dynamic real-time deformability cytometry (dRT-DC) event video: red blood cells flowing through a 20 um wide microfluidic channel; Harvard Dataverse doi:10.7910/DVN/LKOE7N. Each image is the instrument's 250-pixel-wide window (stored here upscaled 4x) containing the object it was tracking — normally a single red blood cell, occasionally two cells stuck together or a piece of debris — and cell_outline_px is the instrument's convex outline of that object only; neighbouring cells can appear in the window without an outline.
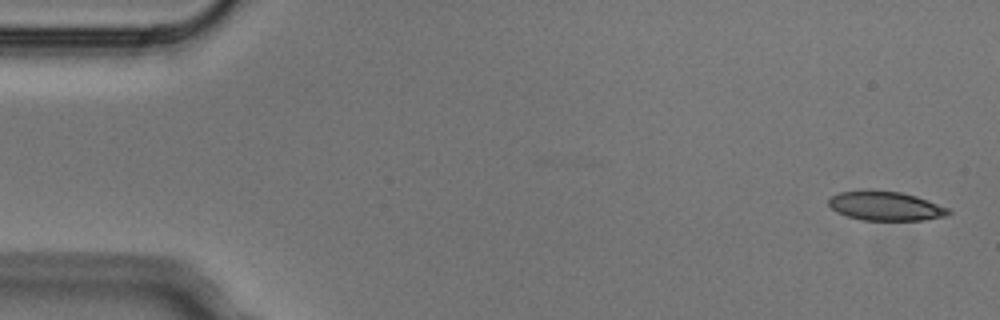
{"species": "Egyptian fruit bat (a non-hibernating species)", "species_latin": "Rousettus aegyptiacus", "temperature_condition": "cold", "stored_images_in_passage": 4, "camera_frame_rate_fps": 3000, "um_per_image_px": 0.085, "animal": {"sex": "male"}, "frame": {"image": 1, "passage_image": 1, "time_ms": 0.0, "image_size_px": [1000, 320], "cell_outline_px": [[952, 212], [944, 216], [924, 220], [864, 220], [848, 216], [836, 212], [828, 204], [828, 200], [832, 196], [840, 192], [900, 192], [916, 196], [948, 208]], "centroid_in_image_um": [75.29, 17.54], "position_along_channel_um": 9.7, "area_um2": 19.65}}
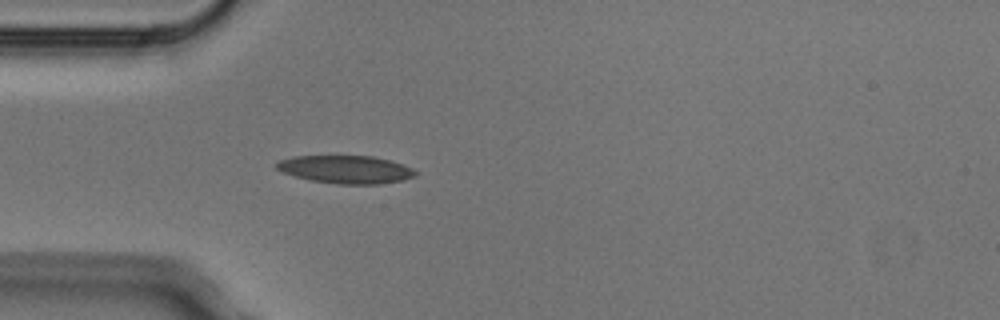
{"frame": {"image": 2, "passage_image": 4, "time_ms": 1.0, "image_size_px": [1000, 320], "cell_outline_px": [[416, 176], [404, 180], [380, 184], [336, 184], [312, 180], [296, 176], [284, 172], [276, 168], [276, 164], [280, 160], [292, 156], [372, 156], [404, 164], [412, 168], [416, 172]], "centroid_in_image_um": [29.43, 14.4], "position_along_channel_um": 55.6, "area_um2": 22.48}}